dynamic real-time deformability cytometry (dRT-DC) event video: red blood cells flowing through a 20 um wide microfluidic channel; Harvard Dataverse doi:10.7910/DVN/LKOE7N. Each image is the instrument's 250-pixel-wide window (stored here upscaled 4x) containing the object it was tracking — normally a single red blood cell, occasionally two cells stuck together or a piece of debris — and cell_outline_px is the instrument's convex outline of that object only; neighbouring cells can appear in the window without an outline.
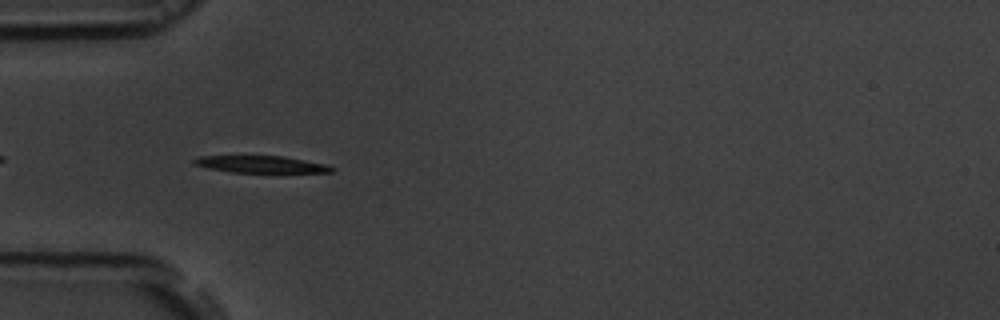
{"species": "common noctule bat (a hibernating species)", "species_latin": "Nyctalus noctula", "temperature_condition": "room temperature", "stored_images_in_passage": 41, "camera_frame_rate_fps": 3000, "um_per_image_px": 0.085, "animal": {"sex": "male", "body_mass_g": 19.5, "forearm_length_mm": 54.6}, "frame": {"image": 1, "passage_image": 3, "time_ms": 0.667, "image_size_px": [1000, 320], "cell_outline_px": [[336, 172], [276, 176], [232, 172], [208, 168], [192, 164], [192, 160], [196, 156], [284, 156], [328, 164], [336, 168]], "centroid_in_image_um": [22.38, 14.04], "position_along_channel_um": 62.6, "area_um2": 15.2}}
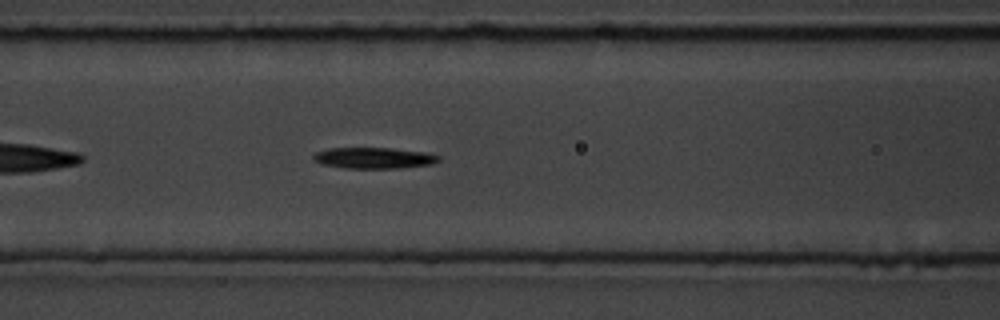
{"frame": {"image": 2, "passage_image": 9, "time_ms": 2.667, "image_size_px": [1000, 320], "cell_outline_px": [[440, 160], [432, 164], [400, 168], [344, 168], [320, 164], [312, 160], [312, 156], [316, 152], [328, 148], [392, 148], [424, 152], [440, 156]], "centroid_in_image_um": [31.74, 13.43], "position_along_channel_um": 134.9, "area_um2": 15.49}}
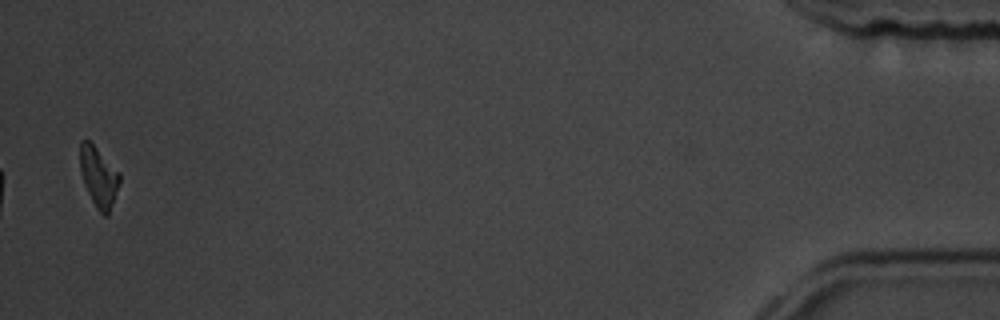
{"frame": {"image": 3, "passage_image": 40, "time_ms": 13.0, "image_size_px": [1000, 320], "cell_outline_px": [[120, 184], [108, 216], [104, 216], [96, 208], [84, 184], [80, 168], [80, 140], [88, 140], [120, 172]], "centroid_in_image_um": [8.4, 15.06], "position_along_channel_um": 426.8, "area_um2": 13.76}, "authors_computed_cell_mechanics": {"area_um2": 15.2014, "velocity_mm_per_s": 3.6964, "shape_relaxation_time_tau1_ms": 2.768, "shape_relaxation_time_tau2_ms": null, "deformation_change_tau1": 0.1772, "deformation_change_tau2": null}}